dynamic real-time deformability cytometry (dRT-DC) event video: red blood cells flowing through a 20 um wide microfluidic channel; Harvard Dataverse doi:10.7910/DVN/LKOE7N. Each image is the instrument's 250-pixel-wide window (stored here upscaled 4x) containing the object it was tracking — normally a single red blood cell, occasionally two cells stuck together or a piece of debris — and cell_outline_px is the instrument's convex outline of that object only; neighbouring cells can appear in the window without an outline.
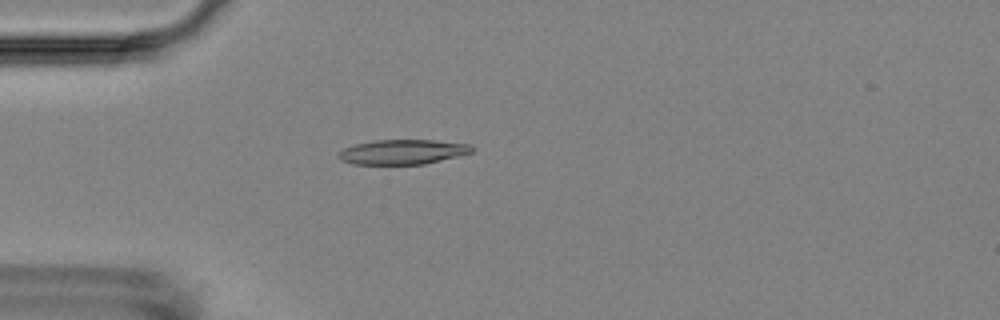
{"species": "Egyptian fruit bat (a non-hibernating species)", "species_latin": "Rousettus aegyptiacus", "temperature_condition": "room temperature", "stored_images_in_passage": 2, "camera_frame_rate_fps": 3000, "um_per_image_px": 0.085, "animal": {"sex": "female"}, "frame": {"image": 1, "passage_image": 2, "time_ms": 1.0, "image_size_px": [1000, 320], "cell_outline_px": [[472, 152], [460, 156], [424, 164], [352, 164], [340, 160], [336, 156], [344, 148], [356, 144], [376, 140], [432, 140], [472, 144]], "centroid_in_image_um": [34.23, 12.91], "position_along_channel_um": 50.8, "area_um2": 19.25}}